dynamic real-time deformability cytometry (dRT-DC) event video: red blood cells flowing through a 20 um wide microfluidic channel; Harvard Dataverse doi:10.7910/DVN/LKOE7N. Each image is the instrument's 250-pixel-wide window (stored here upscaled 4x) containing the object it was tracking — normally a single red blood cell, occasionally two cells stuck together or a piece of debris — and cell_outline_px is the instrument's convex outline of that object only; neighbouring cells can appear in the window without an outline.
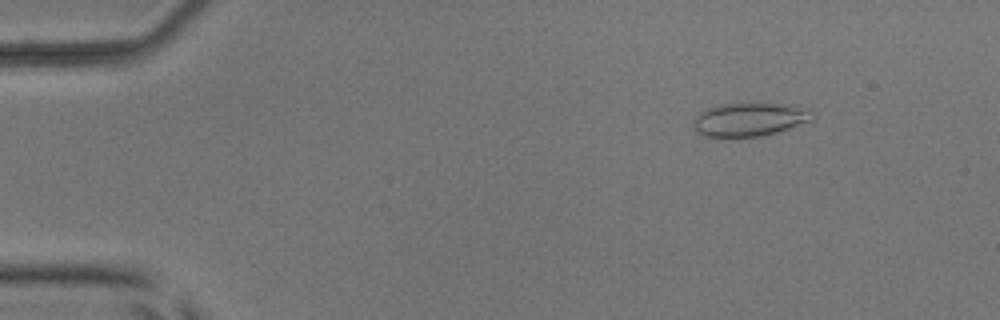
{"species": "common noctule bat (a hibernating species)", "species_latin": "Nyctalus noctula", "temperature_condition": "room temperature", "stored_images_in_passage": 54, "camera_frame_rate_fps": 3000, "um_per_image_px": 0.085, "animal": {"sex": "male", "body_mass_g": 17.9, "forearm_length_mm": 54.2}, "frame": {"image": 1, "passage_image": 7, "time_ms": 2.0, "image_size_px": [1000, 320], "cell_outline_px": [[816, 120], [764, 136], [740, 140], [716, 140], [704, 136], [696, 132], [692, 128], [692, 120], [704, 108], [716, 104], [736, 100], [752, 100], [792, 104], [812, 108], [816, 112]], "centroid_in_image_um": [63.71, 10.14], "position_along_channel_um": 21.3, "area_um2": 26.41}}
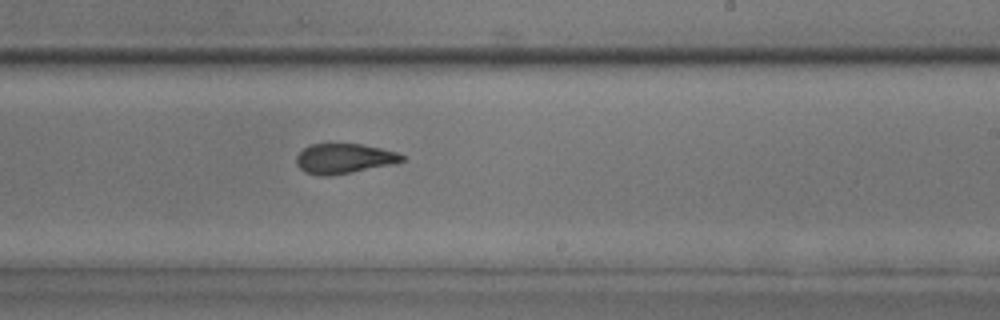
{"frame": {"image": 2, "passage_image": 33, "time_ms": 10.667, "image_size_px": [1000, 320], "cell_outline_px": [[404, 160], [396, 164], [352, 172], [328, 176], [320, 176], [304, 172], [296, 164], [296, 156], [304, 148], [312, 144], [364, 144], [396, 152], [404, 156]], "centroid_in_image_um": [29.25, 13.48], "position_along_channel_um": 259.8, "area_um2": 18.5}}
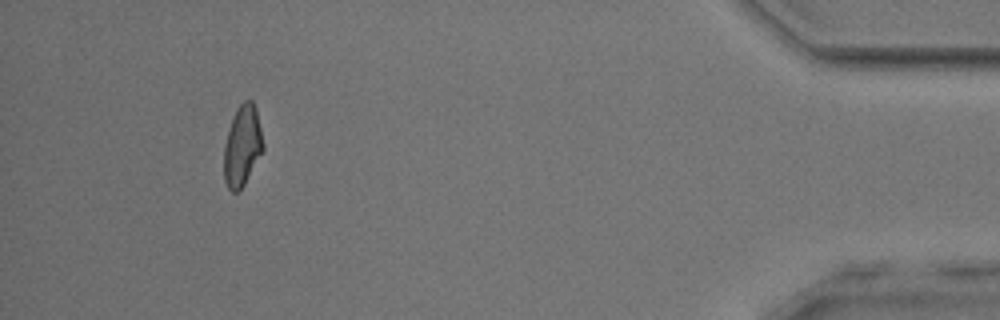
{"frame": {"image": 3, "passage_image": 50, "time_ms": 16.333, "image_size_px": [1000, 320], "cell_outline_px": [[264, 148], [244, 184], [236, 192], [232, 192], [228, 188], [224, 180], [224, 144], [232, 116], [236, 108], [244, 100], [252, 100], [256, 108], [264, 144]], "centroid_in_image_um": [20.58, 12.36], "position_along_channel_um": 414.6, "area_um2": 18.38}, "authors_computed_cell_mechanics": {"area_um2": 19.2474, "velocity_mm_per_s": 3.8493, "shape_relaxation_time_tau1_ms": null, "shape_relaxation_time_tau2_ms": 1.4864, "deformation_change_tau1": null, "deformation_change_tau2": 0.0781}}